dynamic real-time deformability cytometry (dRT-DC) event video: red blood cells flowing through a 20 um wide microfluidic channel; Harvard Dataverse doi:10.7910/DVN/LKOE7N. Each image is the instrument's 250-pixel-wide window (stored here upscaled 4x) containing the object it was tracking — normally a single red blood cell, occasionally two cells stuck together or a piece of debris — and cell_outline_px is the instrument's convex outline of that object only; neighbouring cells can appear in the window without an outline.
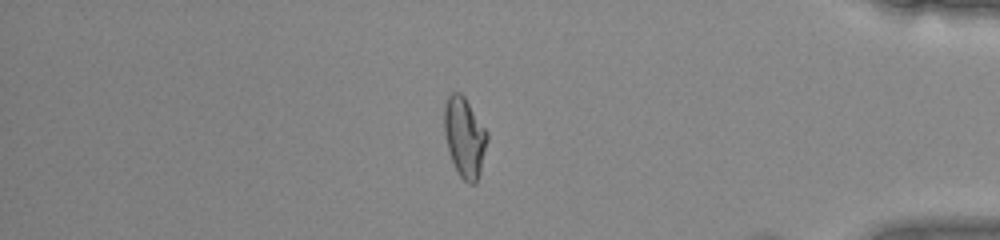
{"species": "common noctule bat (a hibernating species)", "species_latin": "Nyctalus noctula", "temperature_condition": "warm", "stored_images_in_passage": 46, "segment_of_instrument_passage": [3, 3], "camera_frame_rate_fps": 3000, "um_per_image_px": 0.085, "animal": {"sex": "female", "body_mass_g": 22.0, "forearm_length_mm": 56.7}, "frame": {"image": 1, "passage_image": 37, "time_ms": 12.0, "image_size_px": [1000, 240], "cell_outline_px": [[488, 140], [480, 172], [476, 184], [468, 184], [456, 172], [448, 148], [444, 132], [444, 104], [448, 96], [452, 92], [460, 92], [464, 96], [488, 132]], "centroid_in_image_um": [39.49, 11.66], "position_along_channel_um": 395.7, "area_um2": 20.11}}